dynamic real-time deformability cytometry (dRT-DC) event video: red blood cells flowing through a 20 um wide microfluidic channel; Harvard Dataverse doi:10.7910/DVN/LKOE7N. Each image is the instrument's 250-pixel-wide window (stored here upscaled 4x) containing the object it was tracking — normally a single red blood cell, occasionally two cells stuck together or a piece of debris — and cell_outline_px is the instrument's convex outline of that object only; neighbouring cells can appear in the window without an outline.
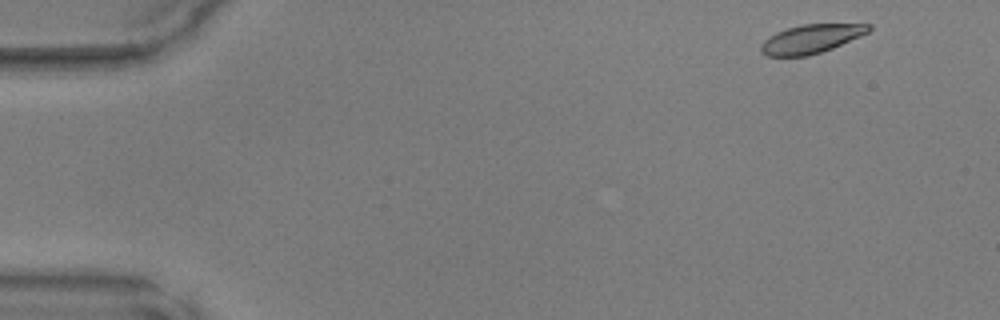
{"species": "common noctule bat (a hibernating species)", "species_latin": "Nyctalus noctula", "temperature_condition": "warm", "stored_images_in_passage": 46, "camera_frame_rate_fps": 3000, "um_per_image_px": 0.085, "animal": {"sex": "male", "body_mass_g": 17.9, "forearm_length_mm": 54.2}, "frame": {"image": 1, "passage_image": 2, "time_ms": 0.333, "image_size_px": [1000, 320], "cell_outline_px": [[872, 28], [868, 32], [860, 36], [832, 48], [808, 56], [768, 56], [760, 52], [760, 44], [768, 36], [776, 32], [800, 24], [872, 24]], "centroid_in_image_um": [68.91, 3.3], "position_along_channel_um": 16.1, "area_um2": 18.03}}
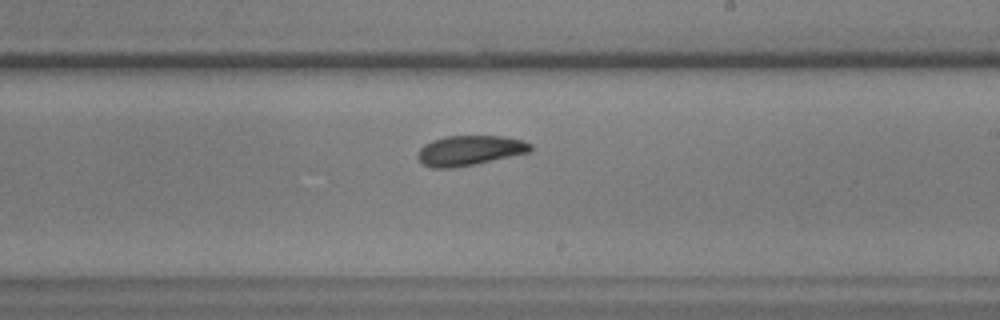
{"frame": {"image": 2, "passage_image": 27, "time_ms": 8.667, "image_size_px": [1000, 320], "cell_outline_px": [[532, 152], [476, 164], [452, 168], [432, 168], [424, 164], [416, 156], [416, 152], [424, 144], [432, 140], [448, 136], [504, 136], [524, 140], [532, 144]], "centroid_in_image_um": [39.95, 12.79], "position_along_channel_um": 249.1, "area_um2": 19.94}}
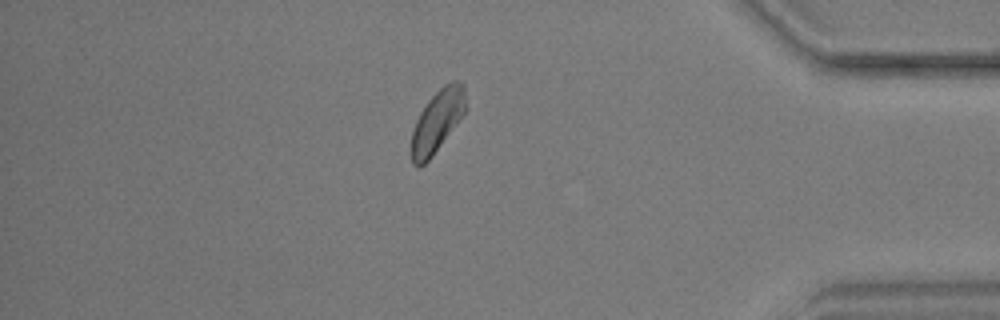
{"frame": {"image": 3, "passage_image": 40, "time_ms": 13.0, "image_size_px": [1000, 320], "cell_outline_px": [[464, 112], [432, 156], [420, 168], [416, 168], [412, 164], [412, 132], [416, 120], [420, 112], [428, 100], [444, 84], [452, 80], [460, 80], [464, 84]], "centroid_in_image_um": [37.13, 10.29], "position_along_channel_um": 398.1, "area_um2": 19.19}}